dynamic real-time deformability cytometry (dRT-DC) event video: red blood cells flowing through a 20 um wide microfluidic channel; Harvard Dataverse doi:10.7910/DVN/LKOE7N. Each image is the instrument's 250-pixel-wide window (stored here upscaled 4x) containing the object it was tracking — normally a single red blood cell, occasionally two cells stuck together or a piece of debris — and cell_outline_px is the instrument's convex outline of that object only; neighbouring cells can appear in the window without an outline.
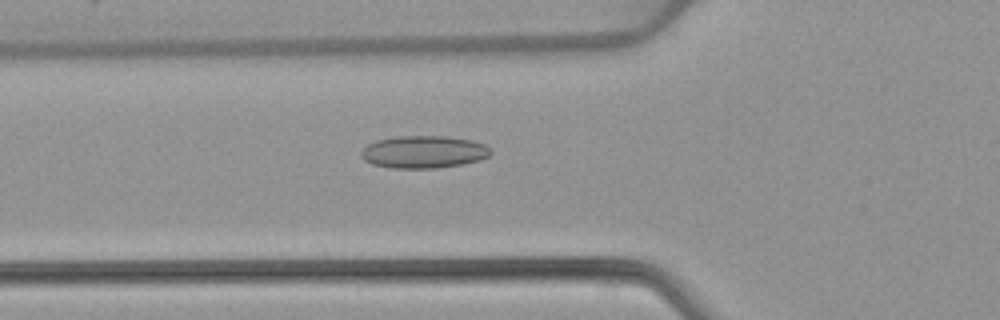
{"species": "common noctule bat (a hibernating species)", "species_latin": "Nyctalus noctula", "temperature_condition": "warm", "stored_images_in_passage": 52, "camera_frame_rate_fps": 3000, "um_per_image_px": 0.085, "animal": {"sex": "female", "body_mass_g": 22.7, "forearm_length_mm": 54.2}, "frame": {"image": 1, "passage_image": 19, "time_ms": 6.0, "image_size_px": [1000, 320], "cell_outline_px": [[492, 152], [488, 156], [480, 160], [464, 164], [436, 168], [392, 168], [372, 164], [364, 160], [360, 156], [360, 152], [368, 144], [376, 140], [396, 136], [448, 136], [472, 140], [484, 144], [492, 148]], "centroid_in_image_um": [36.03, 12.91], "position_along_channel_um": 89.8, "area_um2": 24.74}}
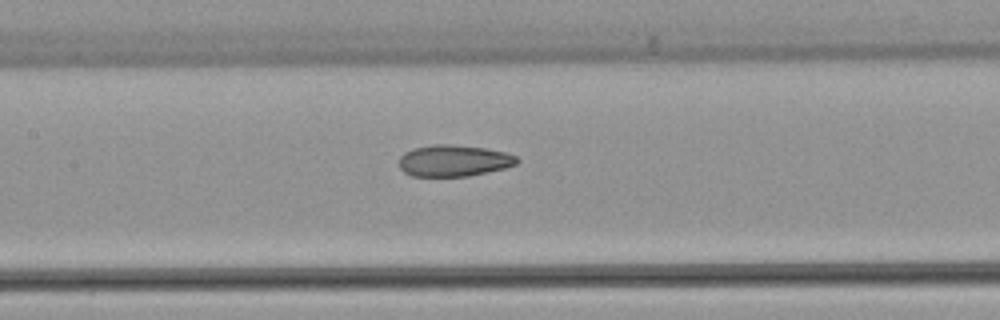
{"frame": {"image": 2, "passage_image": 25, "time_ms": 8.0, "image_size_px": [1000, 320], "cell_outline_px": [[520, 160], [516, 164], [504, 168], [468, 176], [412, 176], [404, 172], [400, 168], [400, 156], [404, 152], [416, 148], [432, 144], [448, 144], [484, 148], [504, 152], [516, 156]], "centroid_in_image_um": [38.56, 13.66], "position_along_channel_um": 168.8, "area_um2": 21.44}}
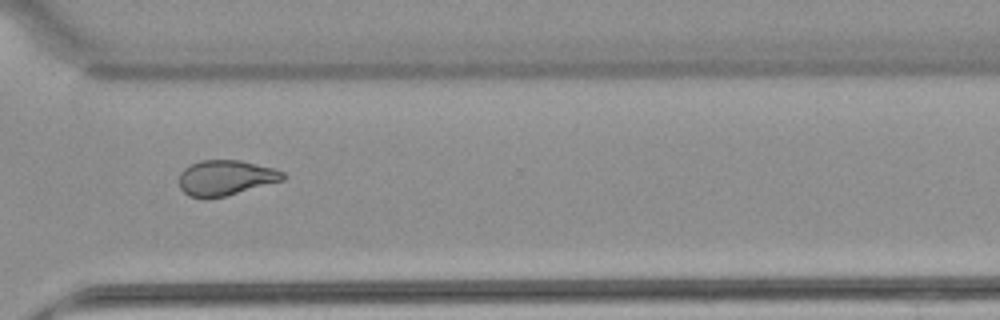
{"frame": {"image": 3, "passage_image": 39, "time_ms": 12.667, "image_size_px": [1000, 320], "cell_outline_px": [[284, 180], [224, 196], [208, 200], [204, 200], [188, 196], [180, 188], [180, 172], [184, 168], [200, 160], [240, 160], [276, 168], [284, 172]], "centroid_in_image_um": [19.16, 15.12], "position_along_channel_um": 351.4, "area_um2": 21.56}, "authors_computed_cell_mechanics": {"area_um2": 22.8599, "velocity_mm_per_s": 3.9163, "shape_relaxation_time_tau1_ms": null, "shape_relaxation_time_tau2_ms": 2.6313, "deformation_change_tau1": null, "deformation_change_tau2": 0.0971}}